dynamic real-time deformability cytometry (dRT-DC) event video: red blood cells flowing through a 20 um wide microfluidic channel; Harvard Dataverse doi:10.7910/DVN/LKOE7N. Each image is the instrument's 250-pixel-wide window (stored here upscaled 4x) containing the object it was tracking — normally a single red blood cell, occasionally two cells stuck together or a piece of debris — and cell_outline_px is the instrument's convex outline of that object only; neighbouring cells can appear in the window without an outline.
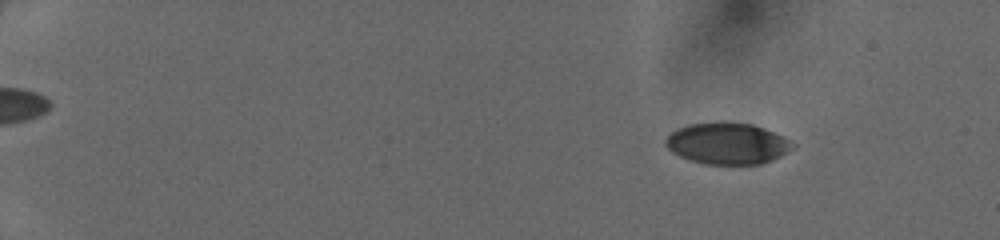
{"species": "human", "species_latin": "Homo sapiens", "temperature_condition": "cold", "stored_images_in_passage": 51, "camera_frame_rate_fps": 3000, "um_per_image_px": 0.085, "donor": {"sex": "female"}, "frame": {"image": 1, "passage_image": 8, "time_ms": 2.333, "image_size_px": [1000, 240], "cell_outline_px": [[796, 144], [792, 148], [780, 156], [772, 160], [760, 164], [704, 164], [680, 156], [672, 152], [664, 144], [664, 140], [676, 128], [688, 124], [720, 120], [724, 120], [752, 124], [764, 128]], "centroid_in_image_um": [61.78, 12.17], "position_along_channel_um": 23.2, "area_um2": 30.87}}
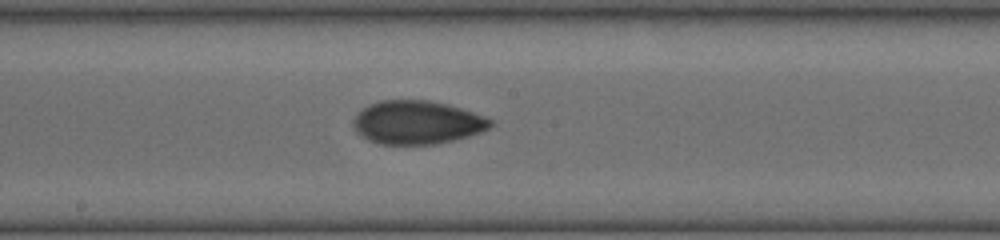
{"frame": {"image": 2, "passage_image": 31, "time_ms": 10.0, "image_size_px": [1000, 240], "cell_outline_px": [[492, 124], [488, 128], [480, 132], [468, 136], [436, 144], [380, 144], [368, 140], [356, 132], [352, 124], [352, 120], [368, 104], [380, 100], [428, 100], [448, 104], [484, 116], [492, 120]], "centroid_in_image_um": [35.42, 10.4], "position_along_channel_um": 212.8, "area_um2": 34.56}}
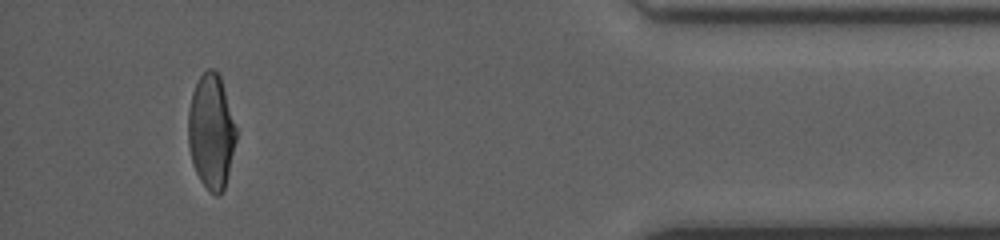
{"frame": {"image": 3, "passage_image": 48, "time_ms": 15.667, "image_size_px": [1000, 240], "cell_outline_px": [[240, 132], [224, 192], [216, 196], [208, 192], [200, 180], [196, 172], [192, 160], [188, 144], [188, 108], [192, 92], [200, 76], [208, 68], [212, 68], [220, 76]], "centroid_in_image_um": [18.01, 11.22], "position_along_channel_um": 417.2, "area_um2": 33.12}}